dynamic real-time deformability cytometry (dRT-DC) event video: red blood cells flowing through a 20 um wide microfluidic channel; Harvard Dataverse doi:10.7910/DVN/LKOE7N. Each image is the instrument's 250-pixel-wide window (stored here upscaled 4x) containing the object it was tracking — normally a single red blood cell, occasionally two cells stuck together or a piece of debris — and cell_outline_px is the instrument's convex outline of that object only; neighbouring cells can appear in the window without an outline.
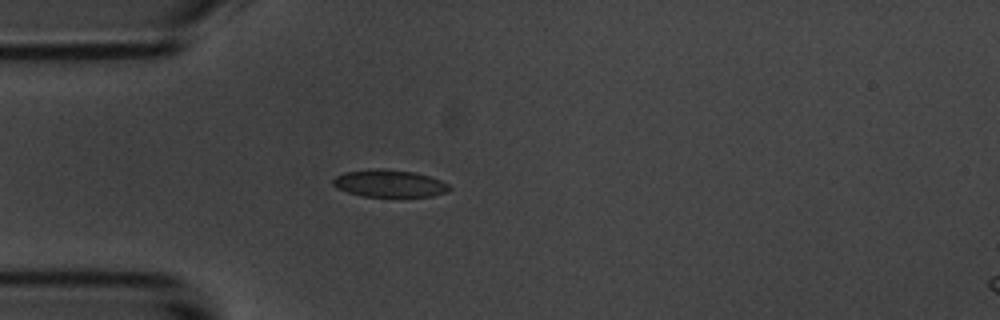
{"species": "common noctule bat (a hibernating species)", "species_latin": "Nyctalus noctula", "temperature_condition": "room temperature", "stored_images_in_passage": 3, "camera_frame_rate_fps": 3000, "um_per_image_px": 0.085, "animal": {"sex": "male", "body_mass_g": 20.1, "forearm_length_mm": 53.5}, "frame": {"image": 1, "passage_image": 3, "time_ms": 3.0, "image_size_px": [1000, 320], "cell_outline_px": [[452, 188], [448, 192], [432, 196], [360, 196], [336, 188], [332, 184], [332, 180], [336, 176], [344, 172], [376, 168], [384, 168], [416, 172], [440, 180], [448, 184]], "centroid_in_image_um": [33.09, 15.58], "position_along_channel_um": 51.9, "area_um2": 18.61}}